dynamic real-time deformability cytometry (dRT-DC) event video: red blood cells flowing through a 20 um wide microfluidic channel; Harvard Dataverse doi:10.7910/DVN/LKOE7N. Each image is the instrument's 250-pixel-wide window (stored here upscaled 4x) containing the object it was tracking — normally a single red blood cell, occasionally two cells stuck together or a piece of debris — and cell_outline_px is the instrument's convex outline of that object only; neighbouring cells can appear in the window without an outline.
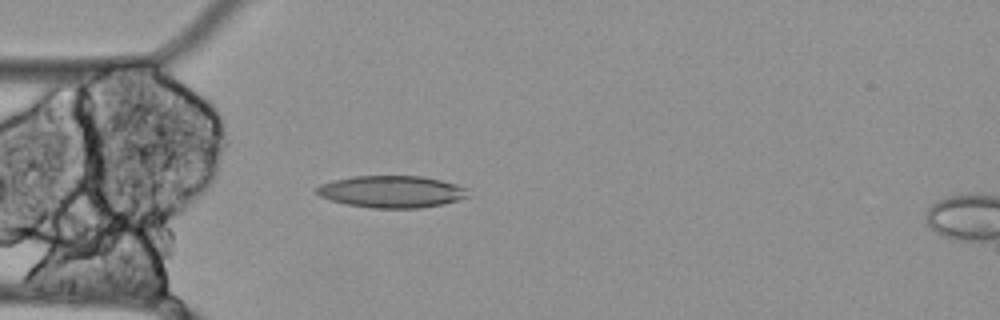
{"species": "Egyptian fruit bat (a non-hibernating species)", "species_latin": "Rousettus aegyptiacus", "temperature_condition": "cold", "stored_images_in_passage": 41, "camera_frame_rate_fps": 3000, "um_per_image_px": 0.085, "animal": {"sex": "female"}, "frame": {"image": 1, "passage_image": 4, "time_ms": 1.0, "image_size_px": [1000, 320], "cell_outline_px": [[468, 196], [444, 204], [420, 208], [372, 208], [348, 204], [332, 200], [320, 196], [316, 192], [316, 188], [320, 184], [332, 180], [352, 176], [420, 176], [440, 180], [456, 184], [468, 188]], "centroid_in_image_um": [33.29, 16.28], "position_along_channel_um": 51.7, "area_um2": 28.15}}
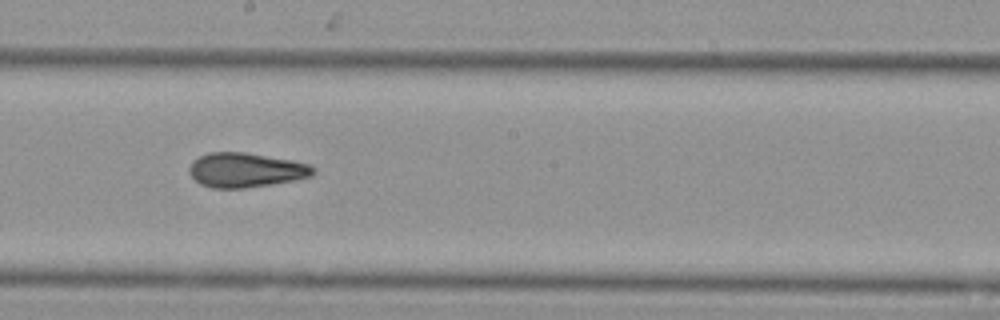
{"frame": {"image": 2, "passage_image": 19, "time_ms": 6.0, "image_size_px": [1000, 320], "cell_outline_px": [[316, 172], [312, 176], [272, 184], [244, 188], [212, 188], [200, 184], [188, 172], [188, 168], [192, 160], [208, 152], [244, 152], [292, 160], [308, 164], [316, 168]], "centroid_in_image_um": [20.87, 14.45], "position_along_channel_um": 227.3, "area_um2": 24.97}}
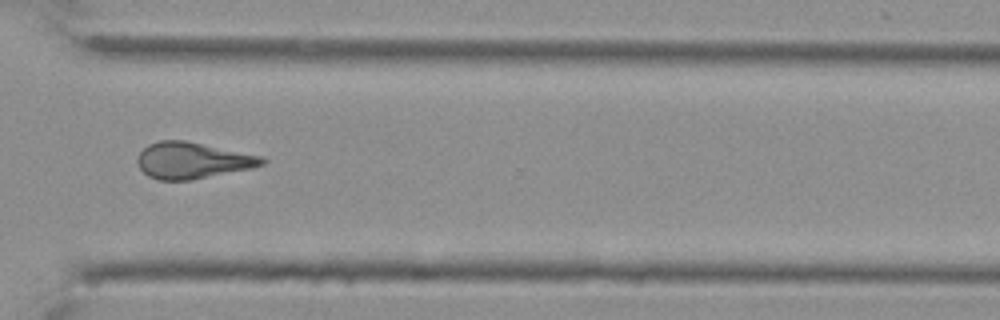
{"frame": {"image": 3, "passage_image": 30, "time_ms": 9.667, "image_size_px": [1000, 320], "cell_outline_px": [[268, 160], [264, 164], [252, 168], [192, 180], [160, 180], [148, 176], [140, 168], [136, 160], [140, 152], [148, 144], [160, 140], [184, 140], [264, 156]], "centroid_in_image_um": [16.38, 13.63], "position_along_channel_um": 354.2, "area_um2": 26.47}, "authors_computed_cell_mechanics": {"area_um2": 25.8366, "velocity_mm_per_s": 3.4556, "shape_relaxation_time_tau1_ms": null, "shape_relaxation_time_tau2_ms": 5.3243, "deformation_change_tau1": null, "deformation_change_tau2": 0.1574}}